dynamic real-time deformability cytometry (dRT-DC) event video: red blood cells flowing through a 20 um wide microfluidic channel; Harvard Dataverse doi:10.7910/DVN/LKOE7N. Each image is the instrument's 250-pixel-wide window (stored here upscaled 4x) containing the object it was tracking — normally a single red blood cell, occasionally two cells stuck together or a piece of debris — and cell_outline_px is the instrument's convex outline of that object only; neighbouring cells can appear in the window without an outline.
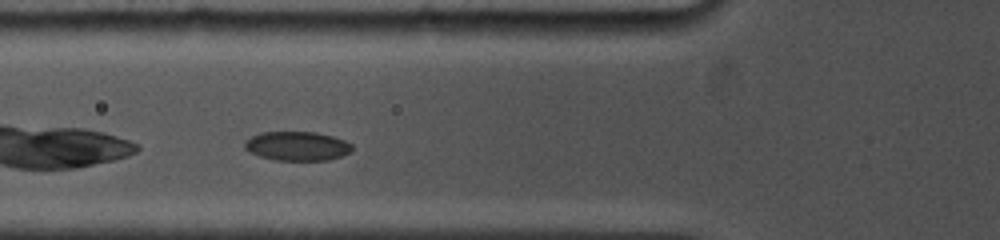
{"species": "common noctule bat (a hibernating species)", "species_latin": "Nyctalus noctula", "temperature_condition": "cold", "stored_images_in_passage": 21, "camera_frame_rate_fps": 5000, "um_per_image_px": 0.085, "animal": {"sex": "female", "body_mass_g": 19.0, "forearm_length_mm": 53.3}, "frame": {"image": 1, "passage_image": 4, "time_ms": 1.2, "image_size_px": [1000, 240], "cell_outline_px": [[352, 152], [328, 160], [272, 160], [248, 152], [244, 148], [244, 140], [260, 132], [316, 132], [332, 136], [344, 140], [352, 144]], "centroid_in_image_um": [25.23, 12.41], "position_along_channel_um": 100.6, "area_um2": 18.38}}
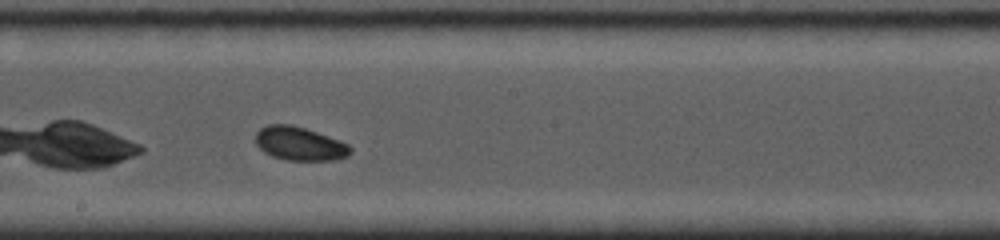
{"frame": {"image": 2, "passage_image": 11, "time_ms": 4.4, "image_size_px": [1000, 240], "cell_outline_px": [[352, 152], [348, 156], [336, 160], [288, 160], [272, 156], [264, 152], [256, 144], [256, 132], [260, 128], [268, 124], [292, 124], [340, 140], [348, 144], [352, 148]], "centroid_in_image_um": [25.48, 12.21], "position_along_channel_um": 222.7, "area_um2": 18.61}}
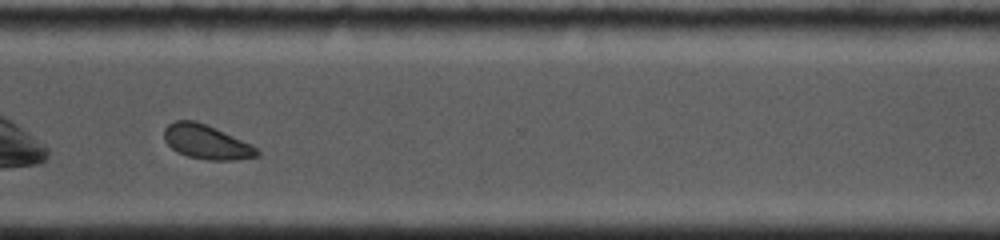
{"frame": {"image": 3, "passage_image": 19, "time_ms": 7.8, "image_size_px": [1000, 240], "cell_outline_px": [[260, 156], [236, 160], [208, 160], [188, 156], [176, 152], [164, 140], [164, 128], [168, 124], [176, 120], [196, 120], [252, 144], [260, 152]], "centroid_in_image_um": [17.55, 12.07], "position_along_channel_um": 353.1, "area_um2": 18.61}, "authors_computed_cell_mechanics": {"area_um2": 18.6116, "velocity_mm_per_s": 3.8305, "shape_relaxation_time_tau1_ms": 2.7956, "shape_relaxation_time_tau2_ms": null, "deformation_change_tau1": 0.0854, "deformation_change_tau2": null}}